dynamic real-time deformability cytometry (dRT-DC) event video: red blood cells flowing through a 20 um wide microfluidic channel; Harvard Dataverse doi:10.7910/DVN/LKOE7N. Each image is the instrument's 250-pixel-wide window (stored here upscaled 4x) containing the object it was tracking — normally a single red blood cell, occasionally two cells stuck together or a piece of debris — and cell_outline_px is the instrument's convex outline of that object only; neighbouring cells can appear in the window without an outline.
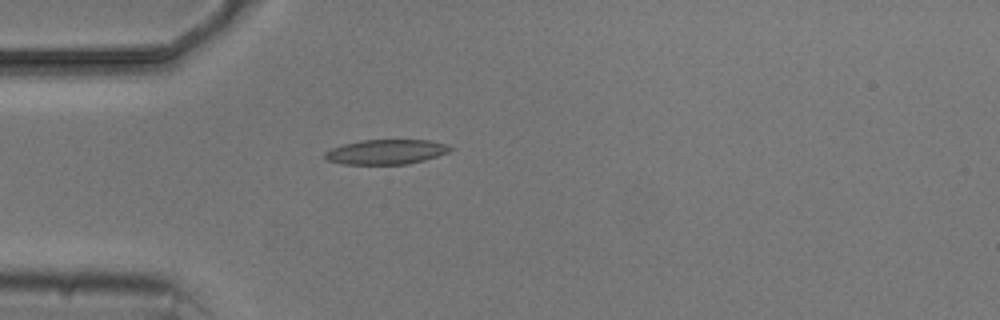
{"species": "common noctule bat (a hibernating species)", "species_latin": "Nyctalus noctula", "temperature_condition": "cold", "stored_images_in_passage": 4, "camera_frame_rate_fps": 3000, "um_per_image_px": 0.085, "animal": {"sex": "male", "body_mass_g": 20.5, "forearm_length_mm": 52.5}, "frame": {"image": 1, "passage_image": 4, "time_ms": 3.667, "image_size_px": [1000, 320], "cell_outline_px": [[456, 148], [448, 152], [424, 160], [408, 164], [344, 164], [324, 160], [324, 152], [332, 148], [344, 144], [360, 140], [432, 140], [448, 144]], "centroid_in_image_um": [32.84, 12.9], "position_along_channel_um": 52.2, "area_um2": 18.26}}